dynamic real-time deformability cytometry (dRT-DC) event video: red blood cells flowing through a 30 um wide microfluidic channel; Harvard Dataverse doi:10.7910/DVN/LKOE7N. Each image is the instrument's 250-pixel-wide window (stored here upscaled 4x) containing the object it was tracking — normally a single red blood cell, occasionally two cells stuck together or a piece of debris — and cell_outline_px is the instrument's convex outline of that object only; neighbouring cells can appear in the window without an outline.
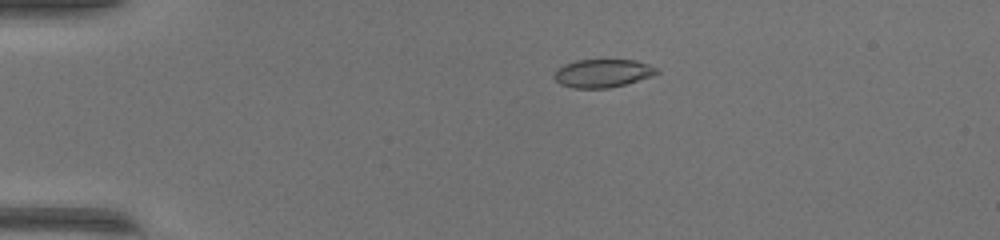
{"species": "common noctule bat (a hibernating species)", "species_latin": "Nyctalus noctula", "temperature_condition": "warm", "stored_images_in_passage": 40, "camera_frame_rate_fps": 3000, "um_per_image_px": 0.085, "animal": {"sex": "female", "body_mass_g": 17.0, "forearm_length_mm": 48.0}, "frame": {"image": 1, "passage_image": 1, "time_ms": 0.0, "image_size_px": [1000, 240], "cell_outline_px": [[660, 72], [652, 76], [624, 84], [608, 88], [572, 88], [560, 84], [552, 76], [556, 68], [564, 64], [576, 60], [636, 60], [660, 68]], "centroid_in_image_um": [51.21, 6.22], "position_along_channel_um": 33.8, "area_um2": 16.99}}
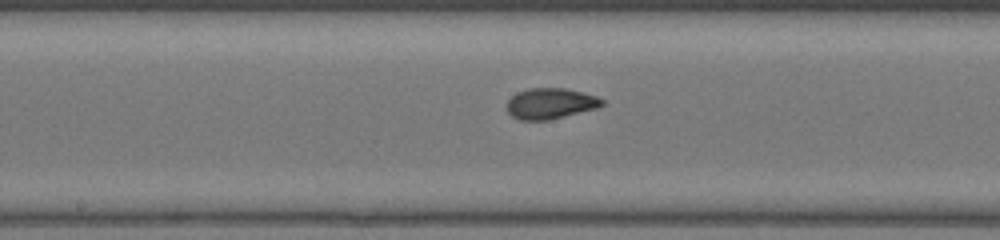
{"frame": {"image": 2, "passage_image": 17, "time_ms": 5.333, "image_size_px": [1000, 240], "cell_outline_px": [[604, 104], [596, 108], [548, 120], [520, 120], [512, 116], [508, 112], [508, 100], [516, 92], [528, 88], [564, 88], [596, 96], [604, 100]], "centroid_in_image_um": [46.76, 8.79], "position_along_channel_um": 201.4, "area_um2": 16.88}}
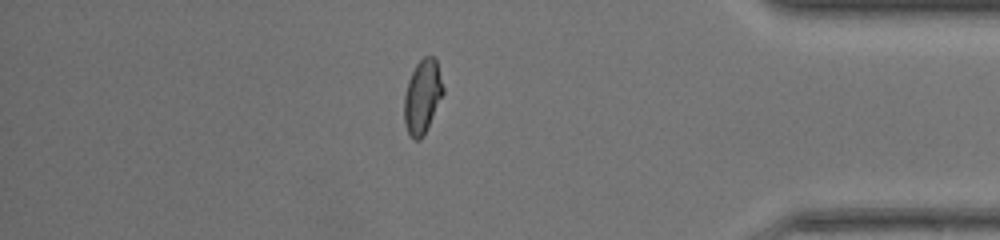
{"frame": {"image": 3, "passage_image": 33, "time_ms": 10.667, "image_size_px": [1000, 240], "cell_outline_px": [[444, 92], [424, 136], [420, 140], [416, 140], [408, 132], [404, 124], [404, 96], [408, 80], [416, 64], [424, 56], [432, 56], [436, 60], [444, 88]], "centroid_in_image_um": [35.9, 8.21], "position_along_channel_um": 399.3, "area_um2": 16.7}, "authors_computed_cell_mechanics": {"area_um2": 16.9932, "velocity_mm_per_s": 4.2716, "shape_relaxation_time_tau1_ms": 4.0509, "shape_relaxation_time_tau2_ms": 0.7058, "deformation_change_tau1": 0.1848, "deformation_change_tau2": 0.0503}}